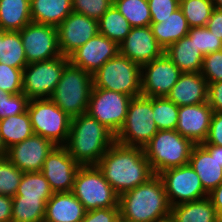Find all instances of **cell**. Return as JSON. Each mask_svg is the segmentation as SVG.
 <instances>
[{"label":"cell","instance_id":"cell-15","mask_svg":"<svg viewBox=\"0 0 222 222\" xmlns=\"http://www.w3.org/2000/svg\"><path fill=\"white\" fill-rule=\"evenodd\" d=\"M80 166L64 145H56L44 161L41 172L54 193L72 192Z\"/></svg>","mask_w":222,"mask_h":222},{"label":"cell","instance_id":"cell-52","mask_svg":"<svg viewBox=\"0 0 222 222\" xmlns=\"http://www.w3.org/2000/svg\"><path fill=\"white\" fill-rule=\"evenodd\" d=\"M214 8L222 9V0H212Z\"/></svg>","mask_w":222,"mask_h":222},{"label":"cell","instance_id":"cell-6","mask_svg":"<svg viewBox=\"0 0 222 222\" xmlns=\"http://www.w3.org/2000/svg\"><path fill=\"white\" fill-rule=\"evenodd\" d=\"M93 88L108 89L130 97L141 95V65L118 54L93 74Z\"/></svg>","mask_w":222,"mask_h":222},{"label":"cell","instance_id":"cell-21","mask_svg":"<svg viewBox=\"0 0 222 222\" xmlns=\"http://www.w3.org/2000/svg\"><path fill=\"white\" fill-rule=\"evenodd\" d=\"M189 164L208 193L222 183V166L215 158V145H194Z\"/></svg>","mask_w":222,"mask_h":222},{"label":"cell","instance_id":"cell-44","mask_svg":"<svg viewBox=\"0 0 222 222\" xmlns=\"http://www.w3.org/2000/svg\"><path fill=\"white\" fill-rule=\"evenodd\" d=\"M119 216V207L100 208L86 211L81 222H114Z\"/></svg>","mask_w":222,"mask_h":222},{"label":"cell","instance_id":"cell-43","mask_svg":"<svg viewBox=\"0 0 222 222\" xmlns=\"http://www.w3.org/2000/svg\"><path fill=\"white\" fill-rule=\"evenodd\" d=\"M151 23L162 22L179 8V0H148Z\"/></svg>","mask_w":222,"mask_h":222},{"label":"cell","instance_id":"cell-46","mask_svg":"<svg viewBox=\"0 0 222 222\" xmlns=\"http://www.w3.org/2000/svg\"><path fill=\"white\" fill-rule=\"evenodd\" d=\"M208 103L213 112H222V81L208 84Z\"/></svg>","mask_w":222,"mask_h":222},{"label":"cell","instance_id":"cell-45","mask_svg":"<svg viewBox=\"0 0 222 222\" xmlns=\"http://www.w3.org/2000/svg\"><path fill=\"white\" fill-rule=\"evenodd\" d=\"M201 145L222 146V112H213L208 136Z\"/></svg>","mask_w":222,"mask_h":222},{"label":"cell","instance_id":"cell-5","mask_svg":"<svg viewBox=\"0 0 222 222\" xmlns=\"http://www.w3.org/2000/svg\"><path fill=\"white\" fill-rule=\"evenodd\" d=\"M193 146L176 130H158L143 149L154 174L158 175L167 169L189 164Z\"/></svg>","mask_w":222,"mask_h":222},{"label":"cell","instance_id":"cell-50","mask_svg":"<svg viewBox=\"0 0 222 222\" xmlns=\"http://www.w3.org/2000/svg\"><path fill=\"white\" fill-rule=\"evenodd\" d=\"M7 151L8 149L6 148L0 134V159L5 158L7 156Z\"/></svg>","mask_w":222,"mask_h":222},{"label":"cell","instance_id":"cell-7","mask_svg":"<svg viewBox=\"0 0 222 222\" xmlns=\"http://www.w3.org/2000/svg\"><path fill=\"white\" fill-rule=\"evenodd\" d=\"M72 193L86 211L119 207V195L96 165L80 166L75 176Z\"/></svg>","mask_w":222,"mask_h":222},{"label":"cell","instance_id":"cell-24","mask_svg":"<svg viewBox=\"0 0 222 222\" xmlns=\"http://www.w3.org/2000/svg\"><path fill=\"white\" fill-rule=\"evenodd\" d=\"M164 53L182 73L201 72L204 56L188 36L174 42Z\"/></svg>","mask_w":222,"mask_h":222},{"label":"cell","instance_id":"cell-2","mask_svg":"<svg viewBox=\"0 0 222 222\" xmlns=\"http://www.w3.org/2000/svg\"><path fill=\"white\" fill-rule=\"evenodd\" d=\"M118 206L124 222H157L168 218L172 207L157 174L119 195Z\"/></svg>","mask_w":222,"mask_h":222},{"label":"cell","instance_id":"cell-54","mask_svg":"<svg viewBox=\"0 0 222 222\" xmlns=\"http://www.w3.org/2000/svg\"><path fill=\"white\" fill-rule=\"evenodd\" d=\"M157 222H174V221H173V219L169 216L168 218L159 220V221H157Z\"/></svg>","mask_w":222,"mask_h":222},{"label":"cell","instance_id":"cell-9","mask_svg":"<svg viewBox=\"0 0 222 222\" xmlns=\"http://www.w3.org/2000/svg\"><path fill=\"white\" fill-rule=\"evenodd\" d=\"M27 112L34 134L51 140L55 145L67 143L72 118L50 98L31 99Z\"/></svg>","mask_w":222,"mask_h":222},{"label":"cell","instance_id":"cell-25","mask_svg":"<svg viewBox=\"0 0 222 222\" xmlns=\"http://www.w3.org/2000/svg\"><path fill=\"white\" fill-rule=\"evenodd\" d=\"M32 22L58 27L73 12L72 0H30Z\"/></svg>","mask_w":222,"mask_h":222},{"label":"cell","instance_id":"cell-53","mask_svg":"<svg viewBox=\"0 0 222 222\" xmlns=\"http://www.w3.org/2000/svg\"><path fill=\"white\" fill-rule=\"evenodd\" d=\"M10 94L0 89V100H2L4 97H8Z\"/></svg>","mask_w":222,"mask_h":222},{"label":"cell","instance_id":"cell-49","mask_svg":"<svg viewBox=\"0 0 222 222\" xmlns=\"http://www.w3.org/2000/svg\"><path fill=\"white\" fill-rule=\"evenodd\" d=\"M213 206L215 207L219 217L222 219V183L213 189L209 194Z\"/></svg>","mask_w":222,"mask_h":222},{"label":"cell","instance_id":"cell-42","mask_svg":"<svg viewBox=\"0 0 222 222\" xmlns=\"http://www.w3.org/2000/svg\"><path fill=\"white\" fill-rule=\"evenodd\" d=\"M200 73L208 84L222 81V50L204 56Z\"/></svg>","mask_w":222,"mask_h":222},{"label":"cell","instance_id":"cell-26","mask_svg":"<svg viewBox=\"0 0 222 222\" xmlns=\"http://www.w3.org/2000/svg\"><path fill=\"white\" fill-rule=\"evenodd\" d=\"M174 222H222L209 197L171 207Z\"/></svg>","mask_w":222,"mask_h":222},{"label":"cell","instance_id":"cell-34","mask_svg":"<svg viewBox=\"0 0 222 222\" xmlns=\"http://www.w3.org/2000/svg\"><path fill=\"white\" fill-rule=\"evenodd\" d=\"M113 5L132 27L151 25V12L148 0H113Z\"/></svg>","mask_w":222,"mask_h":222},{"label":"cell","instance_id":"cell-41","mask_svg":"<svg viewBox=\"0 0 222 222\" xmlns=\"http://www.w3.org/2000/svg\"><path fill=\"white\" fill-rule=\"evenodd\" d=\"M30 99L24 94H10L0 100V120L27 111Z\"/></svg>","mask_w":222,"mask_h":222},{"label":"cell","instance_id":"cell-38","mask_svg":"<svg viewBox=\"0 0 222 222\" xmlns=\"http://www.w3.org/2000/svg\"><path fill=\"white\" fill-rule=\"evenodd\" d=\"M187 36L194 41L203 56L222 50V40L216 37L206 26L190 28Z\"/></svg>","mask_w":222,"mask_h":222},{"label":"cell","instance_id":"cell-13","mask_svg":"<svg viewBox=\"0 0 222 222\" xmlns=\"http://www.w3.org/2000/svg\"><path fill=\"white\" fill-rule=\"evenodd\" d=\"M19 32L28 64L50 60L62 55L57 27L30 22Z\"/></svg>","mask_w":222,"mask_h":222},{"label":"cell","instance_id":"cell-36","mask_svg":"<svg viewBox=\"0 0 222 222\" xmlns=\"http://www.w3.org/2000/svg\"><path fill=\"white\" fill-rule=\"evenodd\" d=\"M179 7L190 28L207 26L214 10L212 0H180Z\"/></svg>","mask_w":222,"mask_h":222},{"label":"cell","instance_id":"cell-28","mask_svg":"<svg viewBox=\"0 0 222 222\" xmlns=\"http://www.w3.org/2000/svg\"><path fill=\"white\" fill-rule=\"evenodd\" d=\"M32 22L30 0H0V29L20 31Z\"/></svg>","mask_w":222,"mask_h":222},{"label":"cell","instance_id":"cell-40","mask_svg":"<svg viewBox=\"0 0 222 222\" xmlns=\"http://www.w3.org/2000/svg\"><path fill=\"white\" fill-rule=\"evenodd\" d=\"M23 70L0 63V89L9 94L22 93Z\"/></svg>","mask_w":222,"mask_h":222},{"label":"cell","instance_id":"cell-35","mask_svg":"<svg viewBox=\"0 0 222 222\" xmlns=\"http://www.w3.org/2000/svg\"><path fill=\"white\" fill-rule=\"evenodd\" d=\"M153 119L158 130H175L179 107L167 97H152Z\"/></svg>","mask_w":222,"mask_h":222},{"label":"cell","instance_id":"cell-31","mask_svg":"<svg viewBox=\"0 0 222 222\" xmlns=\"http://www.w3.org/2000/svg\"><path fill=\"white\" fill-rule=\"evenodd\" d=\"M99 33L118 45L129 34L132 26L127 19L112 5L98 20Z\"/></svg>","mask_w":222,"mask_h":222},{"label":"cell","instance_id":"cell-22","mask_svg":"<svg viewBox=\"0 0 222 222\" xmlns=\"http://www.w3.org/2000/svg\"><path fill=\"white\" fill-rule=\"evenodd\" d=\"M178 107L208 102V83L200 72L182 73L166 96Z\"/></svg>","mask_w":222,"mask_h":222},{"label":"cell","instance_id":"cell-10","mask_svg":"<svg viewBox=\"0 0 222 222\" xmlns=\"http://www.w3.org/2000/svg\"><path fill=\"white\" fill-rule=\"evenodd\" d=\"M68 63L69 58L61 55L50 60L27 64L23 69L22 93L30 100L50 98Z\"/></svg>","mask_w":222,"mask_h":222},{"label":"cell","instance_id":"cell-20","mask_svg":"<svg viewBox=\"0 0 222 222\" xmlns=\"http://www.w3.org/2000/svg\"><path fill=\"white\" fill-rule=\"evenodd\" d=\"M213 110L208 102L179 107L176 131L194 145L205 142L211 124Z\"/></svg>","mask_w":222,"mask_h":222},{"label":"cell","instance_id":"cell-8","mask_svg":"<svg viewBox=\"0 0 222 222\" xmlns=\"http://www.w3.org/2000/svg\"><path fill=\"white\" fill-rule=\"evenodd\" d=\"M157 132L153 119L152 97L140 95L131 99L125 123L115 136V142L144 148Z\"/></svg>","mask_w":222,"mask_h":222},{"label":"cell","instance_id":"cell-33","mask_svg":"<svg viewBox=\"0 0 222 222\" xmlns=\"http://www.w3.org/2000/svg\"><path fill=\"white\" fill-rule=\"evenodd\" d=\"M11 222H44L46 202L43 199L13 197Z\"/></svg>","mask_w":222,"mask_h":222},{"label":"cell","instance_id":"cell-32","mask_svg":"<svg viewBox=\"0 0 222 222\" xmlns=\"http://www.w3.org/2000/svg\"><path fill=\"white\" fill-rule=\"evenodd\" d=\"M49 182L41 171L24 173L14 197L43 199L46 203L53 195Z\"/></svg>","mask_w":222,"mask_h":222},{"label":"cell","instance_id":"cell-30","mask_svg":"<svg viewBox=\"0 0 222 222\" xmlns=\"http://www.w3.org/2000/svg\"><path fill=\"white\" fill-rule=\"evenodd\" d=\"M0 134L7 149L31 137L34 133L29 113L26 111L0 120Z\"/></svg>","mask_w":222,"mask_h":222},{"label":"cell","instance_id":"cell-29","mask_svg":"<svg viewBox=\"0 0 222 222\" xmlns=\"http://www.w3.org/2000/svg\"><path fill=\"white\" fill-rule=\"evenodd\" d=\"M0 63L22 70L28 64L19 31L0 33Z\"/></svg>","mask_w":222,"mask_h":222},{"label":"cell","instance_id":"cell-51","mask_svg":"<svg viewBox=\"0 0 222 222\" xmlns=\"http://www.w3.org/2000/svg\"><path fill=\"white\" fill-rule=\"evenodd\" d=\"M215 158L222 166V146H215Z\"/></svg>","mask_w":222,"mask_h":222},{"label":"cell","instance_id":"cell-37","mask_svg":"<svg viewBox=\"0 0 222 222\" xmlns=\"http://www.w3.org/2000/svg\"><path fill=\"white\" fill-rule=\"evenodd\" d=\"M24 172L6 157L0 159V195L14 197Z\"/></svg>","mask_w":222,"mask_h":222},{"label":"cell","instance_id":"cell-27","mask_svg":"<svg viewBox=\"0 0 222 222\" xmlns=\"http://www.w3.org/2000/svg\"><path fill=\"white\" fill-rule=\"evenodd\" d=\"M150 26L155 39L164 51L174 42L187 36L190 29L180 7L162 22L151 23Z\"/></svg>","mask_w":222,"mask_h":222},{"label":"cell","instance_id":"cell-39","mask_svg":"<svg viewBox=\"0 0 222 222\" xmlns=\"http://www.w3.org/2000/svg\"><path fill=\"white\" fill-rule=\"evenodd\" d=\"M73 12L99 20L113 5V0H72Z\"/></svg>","mask_w":222,"mask_h":222},{"label":"cell","instance_id":"cell-23","mask_svg":"<svg viewBox=\"0 0 222 222\" xmlns=\"http://www.w3.org/2000/svg\"><path fill=\"white\" fill-rule=\"evenodd\" d=\"M85 213L72 192L53 193L46 203L44 222H81Z\"/></svg>","mask_w":222,"mask_h":222},{"label":"cell","instance_id":"cell-19","mask_svg":"<svg viewBox=\"0 0 222 222\" xmlns=\"http://www.w3.org/2000/svg\"><path fill=\"white\" fill-rule=\"evenodd\" d=\"M119 54L142 66L161 57L164 49L155 39L151 26L132 27L119 44Z\"/></svg>","mask_w":222,"mask_h":222},{"label":"cell","instance_id":"cell-3","mask_svg":"<svg viewBox=\"0 0 222 222\" xmlns=\"http://www.w3.org/2000/svg\"><path fill=\"white\" fill-rule=\"evenodd\" d=\"M115 142V135L88 113L71 119L69 137L64 145L81 166L96 165Z\"/></svg>","mask_w":222,"mask_h":222},{"label":"cell","instance_id":"cell-16","mask_svg":"<svg viewBox=\"0 0 222 222\" xmlns=\"http://www.w3.org/2000/svg\"><path fill=\"white\" fill-rule=\"evenodd\" d=\"M55 146L51 140L33 134L8 148L6 158L24 173L39 172Z\"/></svg>","mask_w":222,"mask_h":222},{"label":"cell","instance_id":"cell-4","mask_svg":"<svg viewBox=\"0 0 222 222\" xmlns=\"http://www.w3.org/2000/svg\"><path fill=\"white\" fill-rule=\"evenodd\" d=\"M92 88L93 75L69 62L50 99L69 117L74 118L87 113Z\"/></svg>","mask_w":222,"mask_h":222},{"label":"cell","instance_id":"cell-1","mask_svg":"<svg viewBox=\"0 0 222 222\" xmlns=\"http://www.w3.org/2000/svg\"><path fill=\"white\" fill-rule=\"evenodd\" d=\"M96 166L118 195L147 182L155 175L143 148L117 142L110 146Z\"/></svg>","mask_w":222,"mask_h":222},{"label":"cell","instance_id":"cell-47","mask_svg":"<svg viewBox=\"0 0 222 222\" xmlns=\"http://www.w3.org/2000/svg\"><path fill=\"white\" fill-rule=\"evenodd\" d=\"M206 27L222 40V9L214 8Z\"/></svg>","mask_w":222,"mask_h":222},{"label":"cell","instance_id":"cell-12","mask_svg":"<svg viewBox=\"0 0 222 222\" xmlns=\"http://www.w3.org/2000/svg\"><path fill=\"white\" fill-rule=\"evenodd\" d=\"M171 206L208 197L195 170L186 164L170 168L158 174Z\"/></svg>","mask_w":222,"mask_h":222},{"label":"cell","instance_id":"cell-14","mask_svg":"<svg viewBox=\"0 0 222 222\" xmlns=\"http://www.w3.org/2000/svg\"><path fill=\"white\" fill-rule=\"evenodd\" d=\"M182 72L164 53L141 66V95L166 97Z\"/></svg>","mask_w":222,"mask_h":222},{"label":"cell","instance_id":"cell-55","mask_svg":"<svg viewBox=\"0 0 222 222\" xmlns=\"http://www.w3.org/2000/svg\"><path fill=\"white\" fill-rule=\"evenodd\" d=\"M114 222H124L122 218L119 216Z\"/></svg>","mask_w":222,"mask_h":222},{"label":"cell","instance_id":"cell-11","mask_svg":"<svg viewBox=\"0 0 222 222\" xmlns=\"http://www.w3.org/2000/svg\"><path fill=\"white\" fill-rule=\"evenodd\" d=\"M131 99L120 92L92 88L87 113L116 136L125 123Z\"/></svg>","mask_w":222,"mask_h":222},{"label":"cell","instance_id":"cell-17","mask_svg":"<svg viewBox=\"0 0 222 222\" xmlns=\"http://www.w3.org/2000/svg\"><path fill=\"white\" fill-rule=\"evenodd\" d=\"M119 54V45L98 33L72 52L69 62L93 75L102 65Z\"/></svg>","mask_w":222,"mask_h":222},{"label":"cell","instance_id":"cell-48","mask_svg":"<svg viewBox=\"0 0 222 222\" xmlns=\"http://www.w3.org/2000/svg\"><path fill=\"white\" fill-rule=\"evenodd\" d=\"M12 197L0 195V222L12 221Z\"/></svg>","mask_w":222,"mask_h":222},{"label":"cell","instance_id":"cell-18","mask_svg":"<svg viewBox=\"0 0 222 222\" xmlns=\"http://www.w3.org/2000/svg\"><path fill=\"white\" fill-rule=\"evenodd\" d=\"M57 29L61 54L67 57L99 33L97 20L75 12H71Z\"/></svg>","mask_w":222,"mask_h":222}]
</instances>
